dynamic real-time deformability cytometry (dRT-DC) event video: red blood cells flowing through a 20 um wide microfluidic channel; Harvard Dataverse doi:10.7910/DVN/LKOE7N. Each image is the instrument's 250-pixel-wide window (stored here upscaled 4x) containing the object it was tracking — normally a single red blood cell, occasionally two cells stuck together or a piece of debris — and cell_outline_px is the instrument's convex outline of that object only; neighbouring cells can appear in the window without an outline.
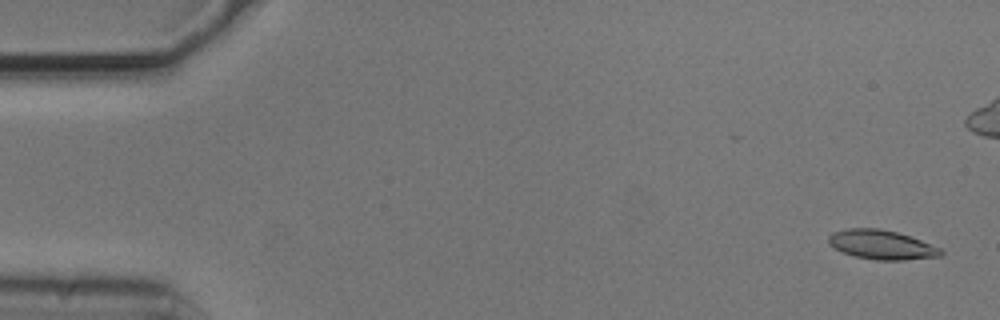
{"species": "common noctule bat (a hibernating species)", "species_latin": "Nyctalus noctula", "temperature_condition": "cold", "stored_images_in_passage": 55, "camera_frame_rate_fps": 3000, "um_per_image_px": 0.085, "animal": {"sex": "male", "body_mass_g": 20.5, "forearm_length_mm": 52.5}, "frame": {"image": 1, "passage_image": 2, "time_ms": 0.333, "image_size_px": [1000, 320], "cell_outline_px": [[944, 252], [940, 256], [904, 260], [876, 260], [856, 256], [844, 252], [828, 244], [828, 236], [832, 232], [848, 228], [880, 228], [896, 232], [920, 240], [940, 248]], "centroid_in_image_um": [74.92, 20.79], "position_along_channel_um": 10.1, "area_um2": 18.96}}
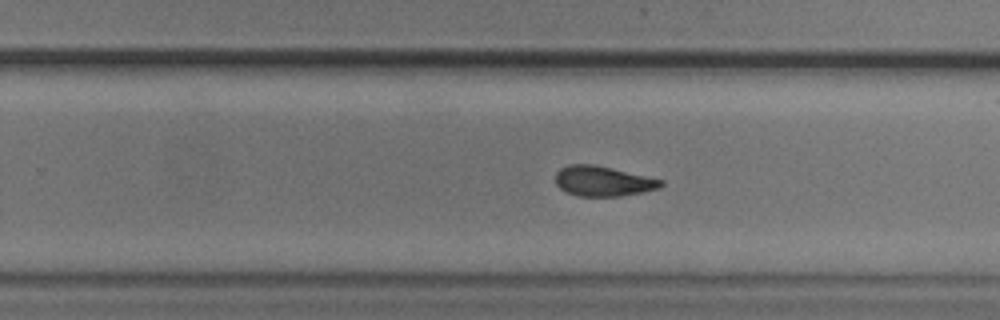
{"frame": {"image": 2, "passage_image": 34, "time_ms": 11.0, "image_size_px": [1000, 320], "cell_outline_px": [[664, 184], [660, 188], [644, 192], [620, 196], [580, 196], [568, 192], [560, 188], [556, 184], [556, 172], [560, 168], [568, 164], [596, 164], [664, 180]], "centroid_in_image_um": [51.28, 15.38], "position_along_channel_um": 278.5, "area_um2": 18.61}}
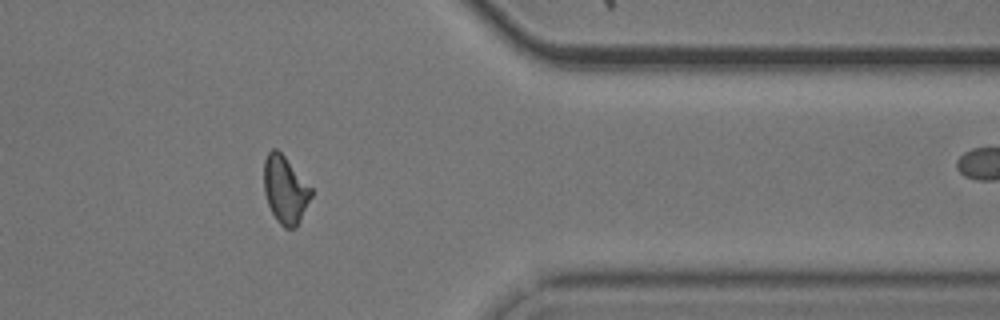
{"frame": {"image": 3, "passage_image": 44, "time_ms": 14.333, "image_size_px": [1000, 320], "cell_outline_px": [[312, 196], [296, 228], [284, 228], [276, 220], [268, 204], [264, 192], [264, 160], [268, 152], [272, 148], [276, 148], [284, 156], [312, 188]], "centroid_in_image_um": [24.23, 16.13], "position_along_channel_um": 387.2, "area_um2": 18.5}, "authors_computed_cell_mechanics": {"area_um2": 18.8428, "velocity_mm_per_s": 3.7251, "shape_relaxation_time_tau1_ms": 6.7194, "shape_relaxation_time_tau2_ms": 3.6435, "deformation_change_tau1": 0.1516, "deformation_change_tau2": 0.1038}}